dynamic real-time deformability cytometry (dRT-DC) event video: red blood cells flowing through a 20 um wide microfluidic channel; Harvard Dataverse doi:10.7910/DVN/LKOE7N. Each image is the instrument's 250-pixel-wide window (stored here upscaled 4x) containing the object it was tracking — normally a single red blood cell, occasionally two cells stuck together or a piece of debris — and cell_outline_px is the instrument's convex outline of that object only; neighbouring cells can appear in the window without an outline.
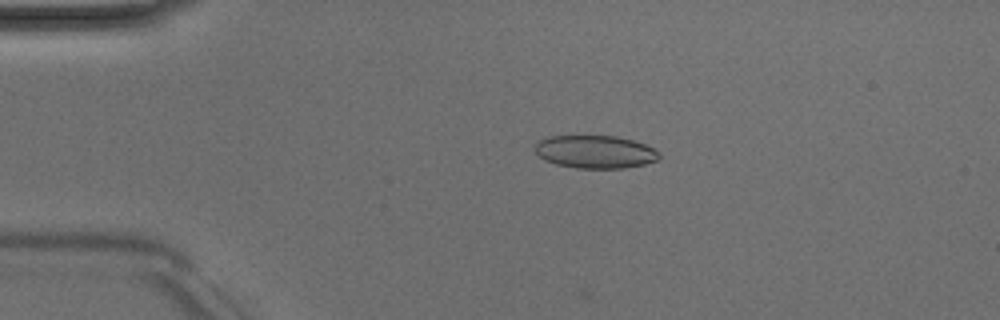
{"species": "Egyptian fruit bat (a non-hibernating species)", "species_latin": "Rousettus aegyptiacus", "temperature_condition": "room temperature", "stored_images_in_passage": 2, "camera_frame_rate_fps": 3000, "um_per_image_px": 0.085, "animal": {"sex": "male"}, "frame": {"image": 1, "passage_image": 1, "time_ms": 0.0, "image_size_px": [1000, 320], "cell_outline_px": [[660, 156], [656, 160], [644, 164], [624, 168], [576, 168], [556, 164], [544, 160], [536, 152], [536, 144], [544, 136], [616, 136], [632, 140], [644, 144], [660, 152]], "centroid_in_image_um": [50.58, 12.9], "position_along_channel_um": 34.4, "area_um2": 23.7}}